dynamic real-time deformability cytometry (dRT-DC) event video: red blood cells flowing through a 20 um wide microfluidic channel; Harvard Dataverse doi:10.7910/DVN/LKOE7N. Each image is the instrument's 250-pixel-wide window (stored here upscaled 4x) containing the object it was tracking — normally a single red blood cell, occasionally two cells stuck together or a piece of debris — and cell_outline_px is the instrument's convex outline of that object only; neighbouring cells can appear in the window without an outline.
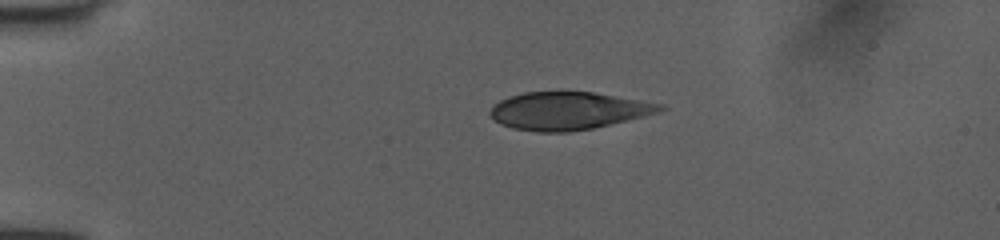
{"species": "human", "species_latin": "Homo sapiens", "temperature_condition": "room temperature", "stored_images_in_passage": 40, "camera_frame_rate_fps": 3000, "um_per_image_px": 0.085, "donor": {"sex": "female"}, "frame": {"image": 1, "passage_image": 1, "time_ms": 0.0, "image_size_px": [1000, 240], "cell_outline_px": [[668, 108], [660, 112], [592, 128], [568, 132], [536, 132], [512, 128], [500, 124], [492, 120], [488, 112], [500, 100], [508, 96], [524, 92], [592, 92], [664, 104]], "centroid_in_image_um": [48.27, 9.42], "position_along_channel_um": 36.7, "area_um2": 37.28}}
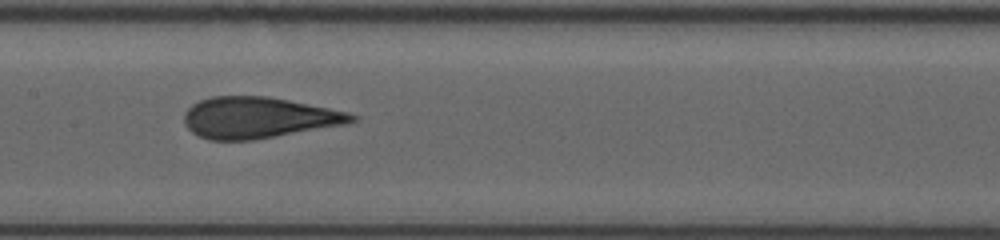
{"frame": {"image": 2, "passage_image": 16, "time_ms": 5.0, "image_size_px": [1000, 240], "cell_outline_px": [[360, 120], [348, 124], [252, 140], [208, 140], [192, 132], [188, 128], [184, 120], [184, 112], [192, 104], [200, 100], [212, 96], [268, 96], [348, 112], [360, 116]], "centroid_in_image_um": [21.99, 10.0], "position_along_channel_um": 185.4, "area_um2": 40.23}}
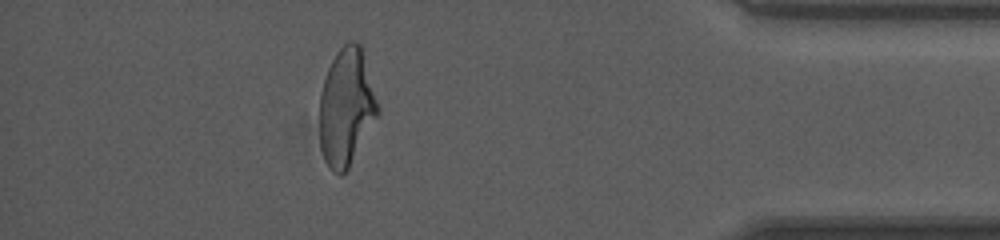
{"frame": {"image": 3, "passage_image": 35, "time_ms": 11.333, "image_size_px": [1000, 240], "cell_outline_px": [[380, 112], [348, 168], [340, 176], [332, 172], [328, 168], [324, 160], [320, 148], [320, 92], [328, 68], [336, 52], [348, 40], [356, 40], [360, 44], [380, 108]], "centroid_in_image_um": [29.43, 9.12], "position_along_channel_um": 405.8, "area_um2": 39.88}, "authors_computed_cell_mechanics": {"area_um2": 40.2288, "velocity_mm_per_s": 4.0566, "shape_relaxation_time_tau1_ms": 5.7704, "shape_relaxation_time_tau2_ms": 0.7554, "deformation_change_tau1": 0.1824, "deformation_change_tau2": 0.0768}}